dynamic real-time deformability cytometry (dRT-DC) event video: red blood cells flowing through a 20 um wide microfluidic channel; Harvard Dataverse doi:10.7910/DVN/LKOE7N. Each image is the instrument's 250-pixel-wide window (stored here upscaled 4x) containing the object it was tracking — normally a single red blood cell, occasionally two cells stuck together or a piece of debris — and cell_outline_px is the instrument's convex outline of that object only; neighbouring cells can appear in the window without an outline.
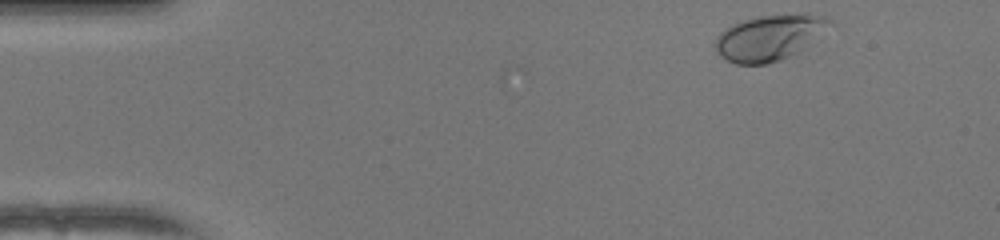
{"species": "human", "species_latin": "Homo sapiens", "temperature_condition": "warm", "stored_images_in_passage": 5, "camera_frame_rate_fps": 3000, "um_per_image_px": 0.085, "donor": {"sex": "female"}, "frame": {"image": 1, "passage_image": 1, "time_ms": 0.0, "image_size_px": [1000, 240], "cell_outline_px": [[832, 24], [796, 52], [780, 60], [768, 64], [736, 64], [720, 56], [716, 48], [716, 36], [720, 32], [732, 24], [744, 20], [760, 16], [804, 12], [808, 12], [828, 16], [832, 20]], "centroid_in_image_um": [65.4, 3.16], "position_along_channel_um": 19.6, "area_um2": 30.23}}